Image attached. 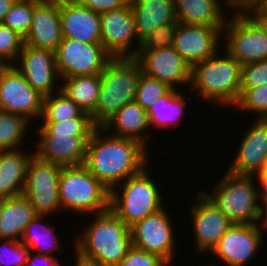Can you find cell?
I'll list each match as a JSON object with an SVG mask.
<instances>
[{
    "mask_svg": "<svg viewBox=\"0 0 267 266\" xmlns=\"http://www.w3.org/2000/svg\"><path fill=\"white\" fill-rule=\"evenodd\" d=\"M108 134L102 127L94 130L87 143L83 165L111 190L149 165V156L146 147L140 142Z\"/></svg>",
    "mask_w": 267,
    "mask_h": 266,
    "instance_id": "obj_1",
    "label": "cell"
},
{
    "mask_svg": "<svg viewBox=\"0 0 267 266\" xmlns=\"http://www.w3.org/2000/svg\"><path fill=\"white\" fill-rule=\"evenodd\" d=\"M191 65L190 87L198 90L194 96L223 106H233L240 96L241 65L226 51Z\"/></svg>",
    "mask_w": 267,
    "mask_h": 266,
    "instance_id": "obj_2",
    "label": "cell"
},
{
    "mask_svg": "<svg viewBox=\"0 0 267 266\" xmlns=\"http://www.w3.org/2000/svg\"><path fill=\"white\" fill-rule=\"evenodd\" d=\"M140 64L134 57H113L100 72L101 88L92 121L101 127L121 107L135 101Z\"/></svg>",
    "mask_w": 267,
    "mask_h": 266,
    "instance_id": "obj_3",
    "label": "cell"
},
{
    "mask_svg": "<svg viewBox=\"0 0 267 266\" xmlns=\"http://www.w3.org/2000/svg\"><path fill=\"white\" fill-rule=\"evenodd\" d=\"M83 235L76 238V248L99 259L106 266H116L132 246L128 227L110 208L96 213V218Z\"/></svg>",
    "mask_w": 267,
    "mask_h": 266,
    "instance_id": "obj_4",
    "label": "cell"
},
{
    "mask_svg": "<svg viewBox=\"0 0 267 266\" xmlns=\"http://www.w3.org/2000/svg\"><path fill=\"white\" fill-rule=\"evenodd\" d=\"M211 194L201 191L233 224H258L261 217L255 175L227 171Z\"/></svg>",
    "mask_w": 267,
    "mask_h": 266,
    "instance_id": "obj_5",
    "label": "cell"
},
{
    "mask_svg": "<svg viewBox=\"0 0 267 266\" xmlns=\"http://www.w3.org/2000/svg\"><path fill=\"white\" fill-rule=\"evenodd\" d=\"M61 208L93 216L110 208V189L96 179L82 164L62 166L59 175Z\"/></svg>",
    "mask_w": 267,
    "mask_h": 266,
    "instance_id": "obj_6",
    "label": "cell"
},
{
    "mask_svg": "<svg viewBox=\"0 0 267 266\" xmlns=\"http://www.w3.org/2000/svg\"><path fill=\"white\" fill-rule=\"evenodd\" d=\"M150 176L145 166L139 173L122 181V192L116 188L110 190V209L128 227L164 207L160 188Z\"/></svg>",
    "mask_w": 267,
    "mask_h": 266,
    "instance_id": "obj_7",
    "label": "cell"
},
{
    "mask_svg": "<svg viewBox=\"0 0 267 266\" xmlns=\"http://www.w3.org/2000/svg\"><path fill=\"white\" fill-rule=\"evenodd\" d=\"M233 15L223 28L224 49L241 66L267 59V35L247 13Z\"/></svg>",
    "mask_w": 267,
    "mask_h": 266,
    "instance_id": "obj_8",
    "label": "cell"
},
{
    "mask_svg": "<svg viewBox=\"0 0 267 266\" xmlns=\"http://www.w3.org/2000/svg\"><path fill=\"white\" fill-rule=\"evenodd\" d=\"M61 168L58 164L41 160L35 154L29 161L23 195L37 215L50 216L61 209L58 187Z\"/></svg>",
    "mask_w": 267,
    "mask_h": 266,
    "instance_id": "obj_9",
    "label": "cell"
},
{
    "mask_svg": "<svg viewBox=\"0 0 267 266\" xmlns=\"http://www.w3.org/2000/svg\"><path fill=\"white\" fill-rule=\"evenodd\" d=\"M113 57L101 43H83L63 37L55 51L61 80L69 77L100 73Z\"/></svg>",
    "mask_w": 267,
    "mask_h": 266,
    "instance_id": "obj_10",
    "label": "cell"
},
{
    "mask_svg": "<svg viewBox=\"0 0 267 266\" xmlns=\"http://www.w3.org/2000/svg\"><path fill=\"white\" fill-rule=\"evenodd\" d=\"M43 100L44 95L13 65H6L0 71V111L19 114L32 121V118L42 116Z\"/></svg>",
    "mask_w": 267,
    "mask_h": 266,
    "instance_id": "obj_11",
    "label": "cell"
},
{
    "mask_svg": "<svg viewBox=\"0 0 267 266\" xmlns=\"http://www.w3.org/2000/svg\"><path fill=\"white\" fill-rule=\"evenodd\" d=\"M173 224L165 208L146 216L130 226L132 245L149 253L159 255L167 263H172L174 252Z\"/></svg>",
    "mask_w": 267,
    "mask_h": 266,
    "instance_id": "obj_12",
    "label": "cell"
},
{
    "mask_svg": "<svg viewBox=\"0 0 267 266\" xmlns=\"http://www.w3.org/2000/svg\"><path fill=\"white\" fill-rule=\"evenodd\" d=\"M17 60H20L19 64ZM16 62L12 65L42 95L61 91L60 84H56L61 78L57 71L54 51L24 44Z\"/></svg>",
    "mask_w": 267,
    "mask_h": 266,
    "instance_id": "obj_13",
    "label": "cell"
},
{
    "mask_svg": "<svg viewBox=\"0 0 267 266\" xmlns=\"http://www.w3.org/2000/svg\"><path fill=\"white\" fill-rule=\"evenodd\" d=\"M263 228L258 224H232L211 253L227 266H245L262 245Z\"/></svg>",
    "mask_w": 267,
    "mask_h": 266,
    "instance_id": "obj_14",
    "label": "cell"
},
{
    "mask_svg": "<svg viewBox=\"0 0 267 266\" xmlns=\"http://www.w3.org/2000/svg\"><path fill=\"white\" fill-rule=\"evenodd\" d=\"M101 44L112 57H135L138 41L136 21L130 3L119 9L100 14ZM131 47L134 48L131 50Z\"/></svg>",
    "mask_w": 267,
    "mask_h": 266,
    "instance_id": "obj_15",
    "label": "cell"
},
{
    "mask_svg": "<svg viewBox=\"0 0 267 266\" xmlns=\"http://www.w3.org/2000/svg\"><path fill=\"white\" fill-rule=\"evenodd\" d=\"M144 74L157 78L170 88L177 90V84L190 83L191 65L173 48V46L139 50L134 57Z\"/></svg>",
    "mask_w": 267,
    "mask_h": 266,
    "instance_id": "obj_16",
    "label": "cell"
},
{
    "mask_svg": "<svg viewBox=\"0 0 267 266\" xmlns=\"http://www.w3.org/2000/svg\"><path fill=\"white\" fill-rule=\"evenodd\" d=\"M225 26L178 23L173 48L190 64L212 57L221 44ZM220 36V37H219Z\"/></svg>",
    "mask_w": 267,
    "mask_h": 266,
    "instance_id": "obj_17",
    "label": "cell"
},
{
    "mask_svg": "<svg viewBox=\"0 0 267 266\" xmlns=\"http://www.w3.org/2000/svg\"><path fill=\"white\" fill-rule=\"evenodd\" d=\"M191 206V222L197 253L211 252L232 222L200 191ZM200 251V252H199Z\"/></svg>",
    "mask_w": 267,
    "mask_h": 266,
    "instance_id": "obj_18",
    "label": "cell"
},
{
    "mask_svg": "<svg viewBox=\"0 0 267 266\" xmlns=\"http://www.w3.org/2000/svg\"><path fill=\"white\" fill-rule=\"evenodd\" d=\"M39 141L36 153L41 160L60 166H79L84 164L87 143L91 137H71L64 134H50L42 124L38 126Z\"/></svg>",
    "mask_w": 267,
    "mask_h": 266,
    "instance_id": "obj_19",
    "label": "cell"
},
{
    "mask_svg": "<svg viewBox=\"0 0 267 266\" xmlns=\"http://www.w3.org/2000/svg\"><path fill=\"white\" fill-rule=\"evenodd\" d=\"M59 14L63 37L83 43H101V17L76 0H59Z\"/></svg>",
    "mask_w": 267,
    "mask_h": 266,
    "instance_id": "obj_20",
    "label": "cell"
},
{
    "mask_svg": "<svg viewBox=\"0 0 267 266\" xmlns=\"http://www.w3.org/2000/svg\"><path fill=\"white\" fill-rule=\"evenodd\" d=\"M62 39L59 0H41L34 8L24 44L55 52Z\"/></svg>",
    "mask_w": 267,
    "mask_h": 266,
    "instance_id": "obj_21",
    "label": "cell"
},
{
    "mask_svg": "<svg viewBox=\"0 0 267 266\" xmlns=\"http://www.w3.org/2000/svg\"><path fill=\"white\" fill-rule=\"evenodd\" d=\"M243 136L234 162L228 167L233 174L255 175L267 157V119H256Z\"/></svg>",
    "mask_w": 267,
    "mask_h": 266,
    "instance_id": "obj_22",
    "label": "cell"
},
{
    "mask_svg": "<svg viewBox=\"0 0 267 266\" xmlns=\"http://www.w3.org/2000/svg\"><path fill=\"white\" fill-rule=\"evenodd\" d=\"M130 6L135 17L136 34L138 36L136 55L141 42L156 27L178 21L173 0H130Z\"/></svg>",
    "mask_w": 267,
    "mask_h": 266,
    "instance_id": "obj_23",
    "label": "cell"
},
{
    "mask_svg": "<svg viewBox=\"0 0 267 266\" xmlns=\"http://www.w3.org/2000/svg\"><path fill=\"white\" fill-rule=\"evenodd\" d=\"M149 126L147 111L136 101H132L121 107L101 127L107 132L111 130V135L134 139L147 149L146 144H148L149 139L144 132L150 128Z\"/></svg>",
    "mask_w": 267,
    "mask_h": 266,
    "instance_id": "obj_24",
    "label": "cell"
},
{
    "mask_svg": "<svg viewBox=\"0 0 267 266\" xmlns=\"http://www.w3.org/2000/svg\"><path fill=\"white\" fill-rule=\"evenodd\" d=\"M34 153L27 154L19 148L0 151V197L23 195L28 164Z\"/></svg>",
    "mask_w": 267,
    "mask_h": 266,
    "instance_id": "obj_25",
    "label": "cell"
},
{
    "mask_svg": "<svg viewBox=\"0 0 267 266\" xmlns=\"http://www.w3.org/2000/svg\"><path fill=\"white\" fill-rule=\"evenodd\" d=\"M36 216L34 207L24 195L3 198L0 205V241H20L25 228Z\"/></svg>",
    "mask_w": 267,
    "mask_h": 266,
    "instance_id": "obj_26",
    "label": "cell"
},
{
    "mask_svg": "<svg viewBox=\"0 0 267 266\" xmlns=\"http://www.w3.org/2000/svg\"><path fill=\"white\" fill-rule=\"evenodd\" d=\"M173 4L176 18L183 24L225 26L228 19L220 0H173Z\"/></svg>",
    "mask_w": 267,
    "mask_h": 266,
    "instance_id": "obj_27",
    "label": "cell"
},
{
    "mask_svg": "<svg viewBox=\"0 0 267 266\" xmlns=\"http://www.w3.org/2000/svg\"><path fill=\"white\" fill-rule=\"evenodd\" d=\"M61 91L84 112L95 110L101 88L100 73L69 77L61 80Z\"/></svg>",
    "mask_w": 267,
    "mask_h": 266,
    "instance_id": "obj_28",
    "label": "cell"
},
{
    "mask_svg": "<svg viewBox=\"0 0 267 266\" xmlns=\"http://www.w3.org/2000/svg\"><path fill=\"white\" fill-rule=\"evenodd\" d=\"M174 88L159 97L148 109L149 124L159 128L176 126L185 113V97ZM184 97V98H183Z\"/></svg>",
    "mask_w": 267,
    "mask_h": 266,
    "instance_id": "obj_29",
    "label": "cell"
},
{
    "mask_svg": "<svg viewBox=\"0 0 267 266\" xmlns=\"http://www.w3.org/2000/svg\"><path fill=\"white\" fill-rule=\"evenodd\" d=\"M42 217L45 216L37 215L31 220L25 228L20 242L25 245L30 252L35 251L33 255L41 254L53 257L51 252L59 249V240L57 239V235H55V231L52 230L54 228L41 223L43 219H45Z\"/></svg>",
    "mask_w": 267,
    "mask_h": 266,
    "instance_id": "obj_30",
    "label": "cell"
},
{
    "mask_svg": "<svg viewBox=\"0 0 267 266\" xmlns=\"http://www.w3.org/2000/svg\"><path fill=\"white\" fill-rule=\"evenodd\" d=\"M84 111L62 91L44 96L41 118L44 122H61L80 117Z\"/></svg>",
    "mask_w": 267,
    "mask_h": 266,
    "instance_id": "obj_31",
    "label": "cell"
},
{
    "mask_svg": "<svg viewBox=\"0 0 267 266\" xmlns=\"http://www.w3.org/2000/svg\"><path fill=\"white\" fill-rule=\"evenodd\" d=\"M30 123L24 116L0 111V151L20 148Z\"/></svg>",
    "mask_w": 267,
    "mask_h": 266,
    "instance_id": "obj_32",
    "label": "cell"
},
{
    "mask_svg": "<svg viewBox=\"0 0 267 266\" xmlns=\"http://www.w3.org/2000/svg\"><path fill=\"white\" fill-rule=\"evenodd\" d=\"M40 1L16 0L2 23L25 37L31 27L34 8Z\"/></svg>",
    "mask_w": 267,
    "mask_h": 266,
    "instance_id": "obj_33",
    "label": "cell"
},
{
    "mask_svg": "<svg viewBox=\"0 0 267 266\" xmlns=\"http://www.w3.org/2000/svg\"><path fill=\"white\" fill-rule=\"evenodd\" d=\"M50 134L71 135V137H91L98 127L91 115L84 112L80 117L61 122H44L42 125Z\"/></svg>",
    "mask_w": 267,
    "mask_h": 266,
    "instance_id": "obj_34",
    "label": "cell"
},
{
    "mask_svg": "<svg viewBox=\"0 0 267 266\" xmlns=\"http://www.w3.org/2000/svg\"><path fill=\"white\" fill-rule=\"evenodd\" d=\"M171 88L157 78L140 74L135 101L146 111L156 99L165 95Z\"/></svg>",
    "mask_w": 267,
    "mask_h": 266,
    "instance_id": "obj_35",
    "label": "cell"
},
{
    "mask_svg": "<svg viewBox=\"0 0 267 266\" xmlns=\"http://www.w3.org/2000/svg\"><path fill=\"white\" fill-rule=\"evenodd\" d=\"M234 106L242 111L258 113L257 119H267V84L243 90Z\"/></svg>",
    "mask_w": 267,
    "mask_h": 266,
    "instance_id": "obj_36",
    "label": "cell"
},
{
    "mask_svg": "<svg viewBox=\"0 0 267 266\" xmlns=\"http://www.w3.org/2000/svg\"><path fill=\"white\" fill-rule=\"evenodd\" d=\"M23 45V36L10 29L7 25L0 23V60L4 64H14Z\"/></svg>",
    "mask_w": 267,
    "mask_h": 266,
    "instance_id": "obj_37",
    "label": "cell"
},
{
    "mask_svg": "<svg viewBox=\"0 0 267 266\" xmlns=\"http://www.w3.org/2000/svg\"><path fill=\"white\" fill-rule=\"evenodd\" d=\"M178 21L156 27L140 45L139 50H155L173 46Z\"/></svg>",
    "mask_w": 267,
    "mask_h": 266,
    "instance_id": "obj_38",
    "label": "cell"
},
{
    "mask_svg": "<svg viewBox=\"0 0 267 266\" xmlns=\"http://www.w3.org/2000/svg\"><path fill=\"white\" fill-rule=\"evenodd\" d=\"M29 254L30 250L20 241L6 239L0 247V266H26Z\"/></svg>",
    "mask_w": 267,
    "mask_h": 266,
    "instance_id": "obj_39",
    "label": "cell"
},
{
    "mask_svg": "<svg viewBox=\"0 0 267 266\" xmlns=\"http://www.w3.org/2000/svg\"><path fill=\"white\" fill-rule=\"evenodd\" d=\"M262 84H267V59L241 66L240 93Z\"/></svg>",
    "mask_w": 267,
    "mask_h": 266,
    "instance_id": "obj_40",
    "label": "cell"
},
{
    "mask_svg": "<svg viewBox=\"0 0 267 266\" xmlns=\"http://www.w3.org/2000/svg\"><path fill=\"white\" fill-rule=\"evenodd\" d=\"M167 262L159 255L134 247L128 249L126 256L116 266H166Z\"/></svg>",
    "mask_w": 267,
    "mask_h": 266,
    "instance_id": "obj_41",
    "label": "cell"
},
{
    "mask_svg": "<svg viewBox=\"0 0 267 266\" xmlns=\"http://www.w3.org/2000/svg\"><path fill=\"white\" fill-rule=\"evenodd\" d=\"M81 6L89 8L96 13L123 8L130 3V0H76Z\"/></svg>",
    "mask_w": 267,
    "mask_h": 266,
    "instance_id": "obj_42",
    "label": "cell"
},
{
    "mask_svg": "<svg viewBox=\"0 0 267 266\" xmlns=\"http://www.w3.org/2000/svg\"><path fill=\"white\" fill-rule=\"evenodd\" d=\"M224 2L225 6L229 4L231 8L237 9L238 13H247L253 8L261 7L264 0H226Z\"/></svg>",
    "mask_w": 267,
    "mask_h": 266,
    "instance_id": "obj_43",
    "label": "cell"
},
{
    "mask_svg": "<svg viewBox=\"0 0 267 266\" xmlns=\"http://www.w3.org/2000/svg\"><path fill=\"white\" fill-rule=\"evenodd\" d=\"M39 265L40 266H61V264H59V261L58 262L56 261L55 257L41 255V254H37L36 256L33 257V255L30 252L27 258L26 266H39Z\"/></svg>",
    "mask_w": 267,
    "mask_h": 266,
    "instance_id": "obj_44",
    "label": "cell"
},
{
    "mask_svg": "<svg viewBox=\"0 0 267 266\" xmlns=\"http://www.w3.org/2000/svg\"><path fill=\"white\" fill-rule=\"evenodd\" d=\"M247 13L259 25L262 31L267 35V10L262 7H257L249 10Z\"/></svg>",
    "mask_w": 267,
    "mask_h": 266,
    "instance_id": "obj_45",
    "label": "cell"
},
{
    "mask_svg": "<svg viewBox=\"0 0 267 266\" xmlns=\"http://www.w3.org/2000/svg\"><path fill=\"white\" fill-rule=\"evenodd\" d=\"M76 264L74 266H106L99 259L87 256L79 251L76 247Z\"/></svg>",
    "mask_w": 267,
    "mask_h": 266,
    "instance_id": "obj_46",
    "label": "cell"
},
{
    "mask_svg": "<svg viewBox=\"0 0 267 266\" xmlns=\"http://www.w3.org/2000/svg\"><path fill=\"white\" fill-rule=\"evenodd\" d=\"M257 177L261 186V188L259 187L260 192H258L259 199L264 204L267 201V174H258Z\"/></svg>",
    "mask_w": 267,
    "mask_h": 266,
    "instance_id": "obj_47",
    "label": "cell"
},
{
    "mask_svg": "<svg viewBox=\"0 0 267 266\" xmlns=\"http://www.w3.org/2000/svg\"><path fill=\"white\" fill-rule=\"evenodd\" d=\"M16 0H0V23L3 22L5 15L11 9Z\"/></svg>",
    "mask_w": 267,
    "mask_h": 266,
    "instance_id": "obj_48",
    "label": "cell"
},
{
    "mask_svg": "<svg viewBox=\"0 0 267 266\" xmlns=\"http://www.w3.org/2000/svg\"><path fill=\"white\" fill-rule=\"evenodd\" d=\"M260 220L262 223L259 225L262 226V228L265 230L267 229V201L264 203L263 206H261V217Z\"/></svg>",
    "mask_w": 267,
    "mask_h": 266,
    "instance_id": "obj_49",
    "label": "cell"
},
{
    "mask_svg": "<svg viewBox=\"0 0 267 266\" xmlns=\"http://www.w3.org/2000/svg\"><path fill=\"white\" fill-rule=\"evenodd\" d=\"M256 174H267V157L264 159L261 168L259 169L258 173Z\"/></svg>",
    "mask_w": 267,
    "mask_h": 266,
    "instance_id": "obj_50",
    "label": "cell"
},
{
    "mask_svg": "<svg viewBox=\"0 0 267 266\" xmlns=\"http://www.w3.org/2000/svg\"><path fill=\"white\" fill-rule=\"evenodd\" d=\"M261 7L262 8H265L267 10V0H264V2H263V4H262Z\"/></svg>",
    "mask_w": 267,
    "mask_h": 266,
    "instance_id": "obj_51",
    "label": "cell"
},
{
    "mask_svg": "<svg viewBox=\"0 0 267 266\" xmlns=\"http://www.w3.org/2000/svg\"><path fill=\"white\" fill-rule=\"evenodd\" d=\"M6 66L1 60H0V71Z\"/></svg>",
    "mask_w": 267,
    "mask_h": 266,
    "instance_id": "obj_52",
    "label": "cell"
},
{
    "mask_svg": "<svg viewBox=\"0 0 267 266\" xmlns=\"http://www.w3.org/2000/svg\"><path fill=\"white\" fill-rule=\"evenodd\" d=\"M2 200H3V198H2V197H0V205H1V203H2Z\"/></svg>",
    "mask_w": 267,
    "mask_h": 266,
    "instance_id": "obj_53",
    "label": "cell"
}]
</instances>
